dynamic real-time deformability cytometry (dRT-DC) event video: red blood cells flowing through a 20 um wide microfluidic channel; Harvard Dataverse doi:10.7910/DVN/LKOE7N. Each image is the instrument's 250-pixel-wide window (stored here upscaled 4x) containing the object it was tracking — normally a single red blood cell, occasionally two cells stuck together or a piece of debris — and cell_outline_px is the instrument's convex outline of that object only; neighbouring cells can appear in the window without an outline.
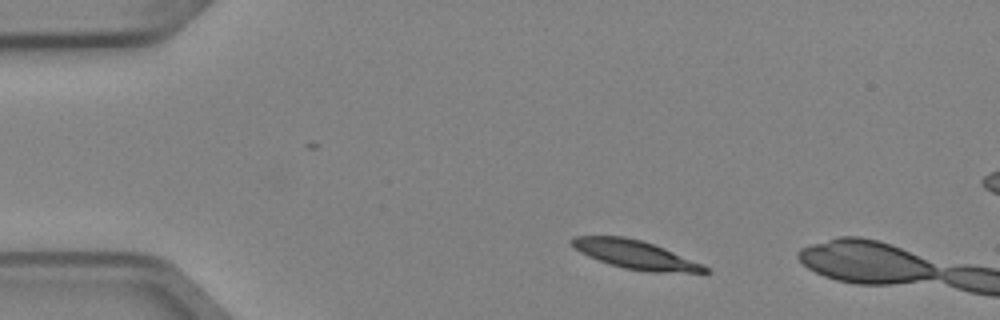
{"species": "Egyptian fruit bat (a non-hibernating species)", "species_latin": "Rousettus aegyptiacus", "temperature_condition": "cold", "stored_images_in_passage": 2, "camera_frame_rate_fps": 3000, "um_per_image_px": 0.085, "animal": {"sex": "female"}, "frame": {"image": 1, "passage_image": 1, "time_ms": 0.0, "image_size_px": [1000, 320], "cell_outline_px": [[712, 272], [648, 272], [624, 268], [608, 264], [588, 256], [580, 252], [568, 240], [572, 236], [624, 236], [640, 240], [664, 248], [704, 264]], "centroid_in_image_um": [53.99, 21.64], "position_along_channel_um": 31.0, "area_um2": 22.08}}